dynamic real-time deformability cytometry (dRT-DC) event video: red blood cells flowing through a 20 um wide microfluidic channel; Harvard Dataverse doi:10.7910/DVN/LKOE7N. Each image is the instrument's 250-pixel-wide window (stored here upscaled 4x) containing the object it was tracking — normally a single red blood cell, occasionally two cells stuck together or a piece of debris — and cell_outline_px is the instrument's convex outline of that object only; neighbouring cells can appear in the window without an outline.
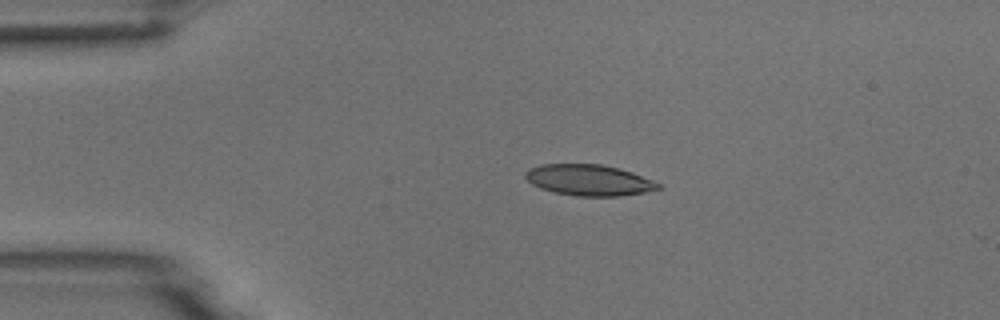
{"species": "common noctule bat (a hibernating species)", "species_latin": "Nyctalus noctula", "temperature_condition": "room temperature", "stored_images_in_passage": 2, "camera_frame_rate_fps": 3000, "um_per_image_px": 0.085, "animal": {"sex": "male", "body_mass_g": 18.8}, "frame": {"image": 1, "passage_image": 1, "time_ms": 0.0, "image_size_px": [1000, 320], "cell_outline_px": [[664, 188], [644, 192], [620, 196], [576, 196], [552, 192], [540, 188], [532, 184], [524, 176], [524, 172], [528, 168], [540, 164], [600, 164], [632, 172], [652, 180], [660, 184]], "centroid_in_image_um": [50.03, 15.31], "position_along_channel_um": 35.0, "area_um2": 24.1}}